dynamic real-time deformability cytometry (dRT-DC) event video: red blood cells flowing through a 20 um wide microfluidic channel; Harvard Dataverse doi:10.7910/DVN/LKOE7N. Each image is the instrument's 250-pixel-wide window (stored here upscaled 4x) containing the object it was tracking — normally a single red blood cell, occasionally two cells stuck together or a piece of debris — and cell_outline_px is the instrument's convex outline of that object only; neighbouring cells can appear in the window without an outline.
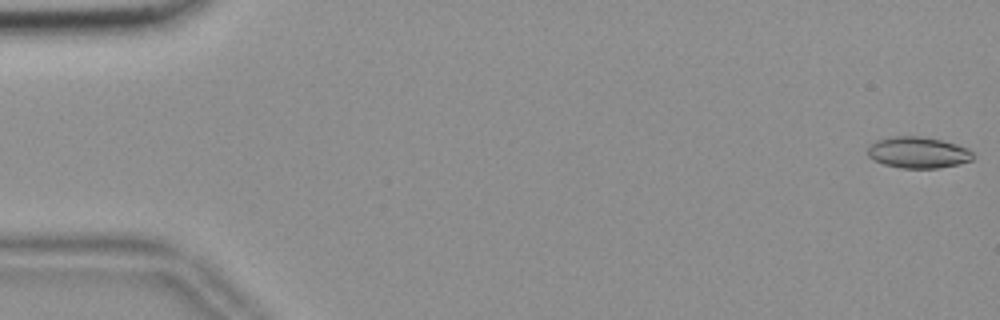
{"species": "common noctule bat (a hibernating species)", "species_latin": "Nyctalus noctula", "temperature_condition": "room temperature", "stored_images_in_passage": 16, "camera_frame_rate_fps": 3000, "um_per_image_px": 0.085, "animal": {"sex": "female", "body_mass_g": 18.4}, "frame": {"image": 1, "passage_image": 1, "time_ms": 0.0, "image_size_px": [1000, 320], "cell_outline_px": [[976, 156], [972, 160], [960, 164], [940, 168], [900, 168], [884, 164], [868, 156], [868, 148], [876, 140], [896, 136], [920, 136], [940, 140], [956, 144], [968, 148]], "centroid_in_image_um": [78.08, 12.97], "position_along_channel_um": 6.9, "area_um2": 19.19}}